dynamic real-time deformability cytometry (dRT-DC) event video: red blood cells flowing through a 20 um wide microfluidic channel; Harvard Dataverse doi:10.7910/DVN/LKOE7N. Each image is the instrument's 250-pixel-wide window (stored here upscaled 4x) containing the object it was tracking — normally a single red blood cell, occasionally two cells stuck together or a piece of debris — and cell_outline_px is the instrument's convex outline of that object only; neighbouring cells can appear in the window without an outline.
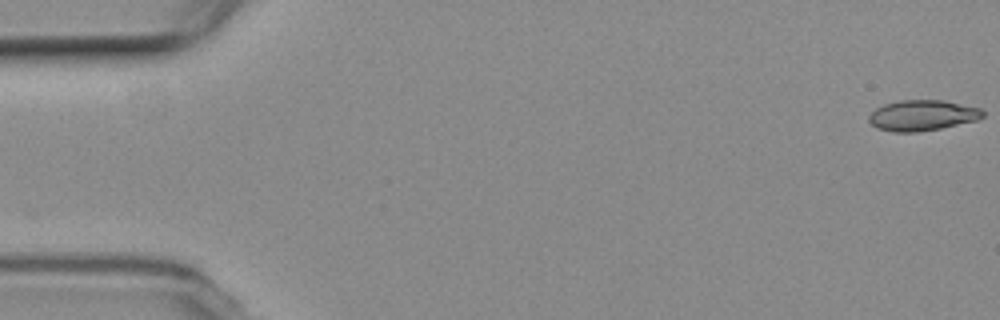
{"species": "common noctule bat (a hibernating species)", "species_latin": "Nyctalus noctula", "temperature_condition": "room temperature", "stored_images_in_passage": 8, "camera_frame_rate_fps": 3000, "um_per_image_px": 0.085, "animal": {"sex": "female", "body_mass_g": 19.3, "forearm_length_mm": 54.1}, "frame": {"image": 1, "passage_image": 1, "time_ms": 0.0, "image_size_px": [1000, 320], "cell_outline_px": [[984, 116], [976, 120], [940, 128], [916, 132], [892, 132], [876, 128], [868, 120], [868, 116], [876, 108], [884, 104], [900, 100], [944, 100], [980, 108], [984, 112]], "centroid_in_image_um": [78.37, 9.8], "position_along_channel_um": 6.6, "area_um2": 20.29}}
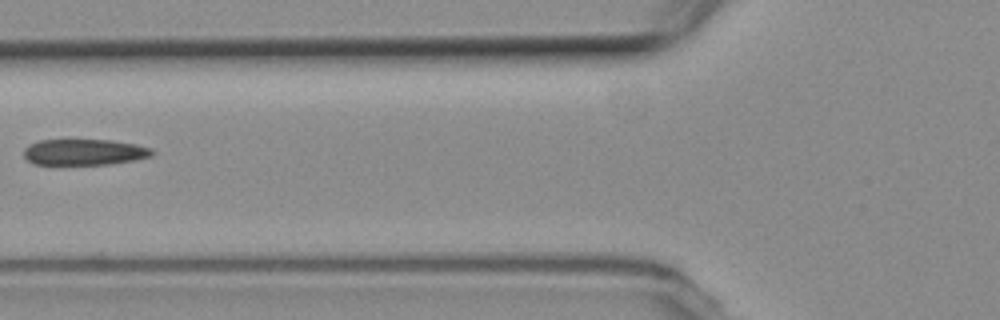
{"frame": {"image": 2, "passage_image": 7, "time_ms": 7.333, "image_size_px": [1000, 320], "cell_outline_px": [[156, 152], [152, 156], [132, 160], [108, 164], [32, 164], [24, 156], [24, 148], [28, 144], [40, 140], [112, 140], [136, 144], [152, 148]], "centroid_in_image_um": [7.17, 12.92], "position_along_channel_um": 118.6, "area_um2": 19.48}}
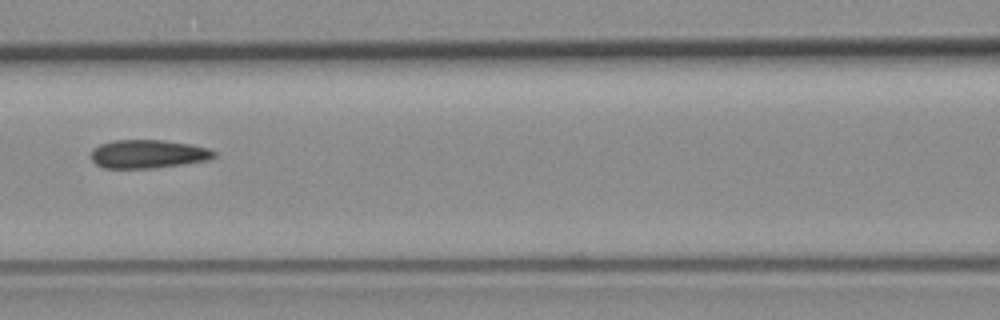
{"frame": {"image": 3, "passage_image": 8, "time_ms": 8.333, "image_size_px": [1000, 320], "cell_outline_px": [[216, 156], [208, 160], [184, 164], [152, 168], [104, 168], [96, 164], [92, 160], [92, 148], [100, 144], [112, 140], [164, 140], [192, 144], [208, 148], [216, 152]], "centroid_in_image_um": [12.59, 13.08], "position_along_channel_um": 154.0, "area_um2": 20.52}}